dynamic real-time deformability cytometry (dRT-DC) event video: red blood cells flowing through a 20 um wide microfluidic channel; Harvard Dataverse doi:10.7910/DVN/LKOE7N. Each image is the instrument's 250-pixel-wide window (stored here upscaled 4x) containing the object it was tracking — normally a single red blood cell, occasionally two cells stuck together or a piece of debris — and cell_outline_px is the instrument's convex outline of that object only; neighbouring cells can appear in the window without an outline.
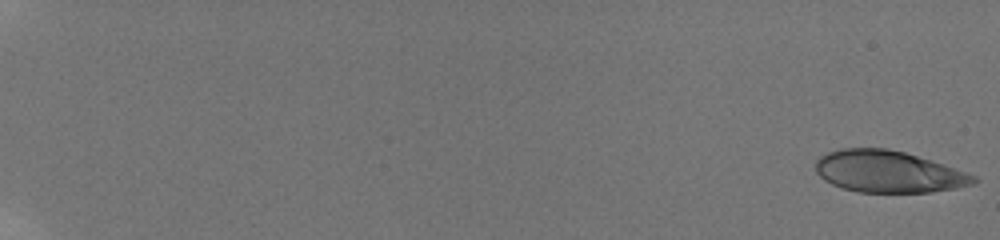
{"species": "human", "species_latin": "Homo sapiens", "temperature_condition": "room temperature", "stored_images_in_passage": 19, "camera_frame_rate_fps": 3000, "um_per_image_px": 0.085, "donor": {"sex": "male"}, "frame": {"image": 1, "passage_image": 1, "time_ms": 0.0, "image_size_px": [1000, 240], "cell_outline_px": [[980, 180], [976, 184], [956, 188], [932, 192], [860, 192], [844, 188], [832, 184], [824, 180], [816, 172], [816, 160], [820, 156], [828, 152], [840, 148], [888, 148], [904, 152], [944, 164], [976, 176]], "centroid_in_image_um": [75.53, 14.59], "position_along_channel_um": 9.5, "area_um2": 38.49}}
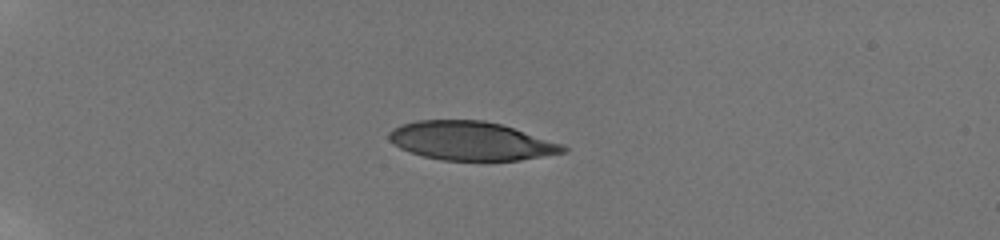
{"frame": {"image": 2, "passage_image": 13, "time_ms": 5.667, "image_size_px": [1000, 240], "cell_outline_px": [[568, 152], [520, 160], [440, 160], [424, 156], [400, 148], [388, 140], [388, 132], [392, 128], [400, 124], [416, 120], [484, 120], [500, 124], [560, 144], [568, 148]], "centroid_in_image_um": [39.97, 11.98], "position_along_channel_um": 45.0, "area_um2": 38.96}}
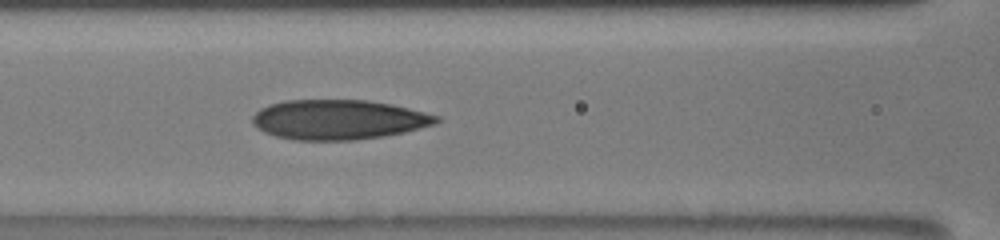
{"frame": {"image": 3, "passage_image": 19, "time_ms": 9.667, "image_size_px": [1000, 240], "cell_outline_px": [[444, 120], [436, 124], [404, 132], [384, 136], [356, 140], [296, 140], [276, 136], [264, 132], [256, 128], [252, 124], [252, 116], [260, 108], [268, 104], [284, 100], [364, 100], [392, 104], [440, 116]], "centroid_in_image_um": [28.77, 10.17], "position_along_channel_um": 137.8, "area_um2": 42.95}}